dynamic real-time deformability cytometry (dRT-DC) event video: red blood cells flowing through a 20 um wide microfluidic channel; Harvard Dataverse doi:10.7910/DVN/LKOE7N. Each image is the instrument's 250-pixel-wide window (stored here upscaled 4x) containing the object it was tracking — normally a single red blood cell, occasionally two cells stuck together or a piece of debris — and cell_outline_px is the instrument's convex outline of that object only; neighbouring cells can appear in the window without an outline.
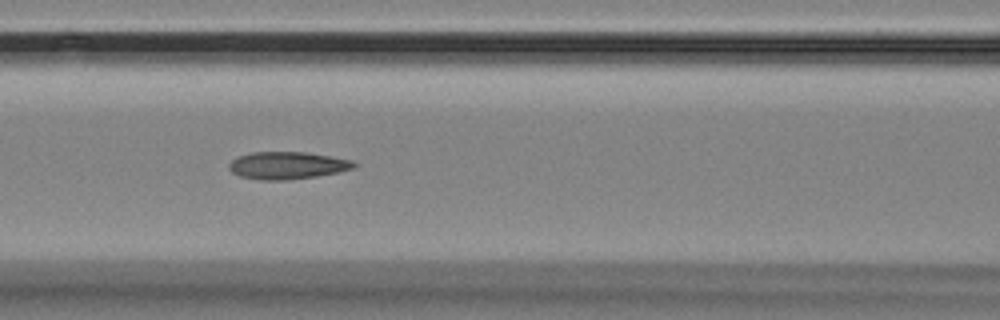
{"species": "Egyptian fruit bat (a non-hibernating species)", "species_latin": "Rousettus aegyptiacus", "temperature_condition": "room temperature", "stored_images_in_passage": 16, "camera_frame_rate_fps": 3000, "um_per_image_px": 0.085, "animal": {"sex": "female"}, "frame": {"image": 1, "passage_image": 7, "time_ms": 6.667, "image_size_px": [1000, 320], "cell_outline_px": [[356, 168], [340, 172], [316, 176], [288, 180], [260, 180], [240, 176], [232, 172], [228, 168], [228, 164], [232, 160], [240, 156], [252, 152], [304, 152], [352, 160], [356, 164]], "centroid_in_image_um": [24.42, 14.07], "position_along_channel_um": 142.2, "area_um2": 19.88}}
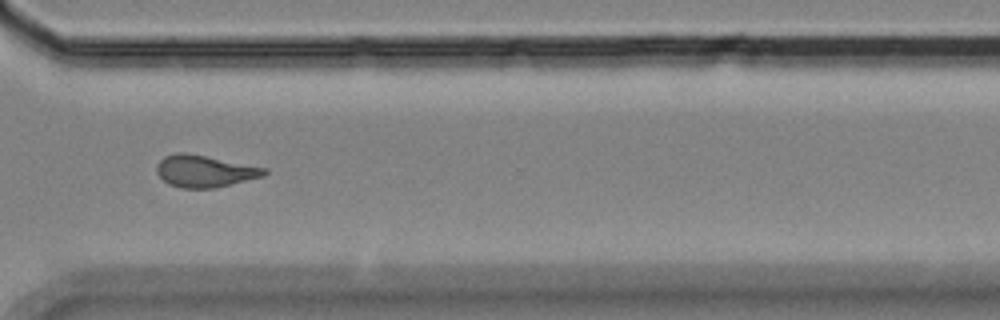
{"frame": {"image": 2, "passage_image": 12, "time_ms": 12.667, "image_size_px": [1000, 320], "cell_outline_px": [[268, 172], [264, 176], [212, 188], [180, 188], [168, 184], [156, 172], [156, 164], [164, 156], [176, 152], [184, 152], [268, 168]], "centroid_in_image_um": [17.37, 14.54], "position_along_channel_um": 353.2, "area_um2": 19.94}}
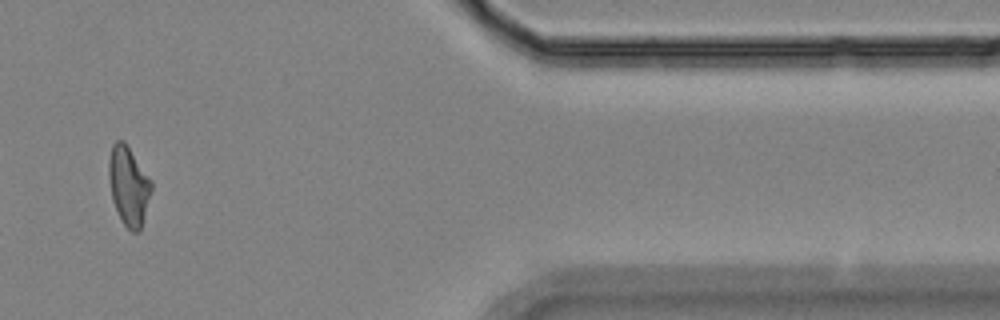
{"frame": {"image": 3, "passage_image": 14, "time_ms": 15.0, "image_size_px": [1000, 320], "cell_outline_px": [[152, 188], [140, 232], [132, 232], [120, 220], [112, 200], [108, 180], [108, 160], [112, 144], [116, 140], [124, 140], [152, 180]], "centroid_in_image_um": [10.92, 15.78], "position_along_channel_um": 400.5, "area_um2": 19.88}, "authors_computed_cell_mechanics": {"area_um2": 19.9121, "velocity_mm_per_s": 3.5313, "shape_relaxation_time_tau1_ms": null, "shape_relaxation_time_tau2_ms": 2.5297, "deformation_change_tau1": null, "deformation_change_tau2": 0.0929}}